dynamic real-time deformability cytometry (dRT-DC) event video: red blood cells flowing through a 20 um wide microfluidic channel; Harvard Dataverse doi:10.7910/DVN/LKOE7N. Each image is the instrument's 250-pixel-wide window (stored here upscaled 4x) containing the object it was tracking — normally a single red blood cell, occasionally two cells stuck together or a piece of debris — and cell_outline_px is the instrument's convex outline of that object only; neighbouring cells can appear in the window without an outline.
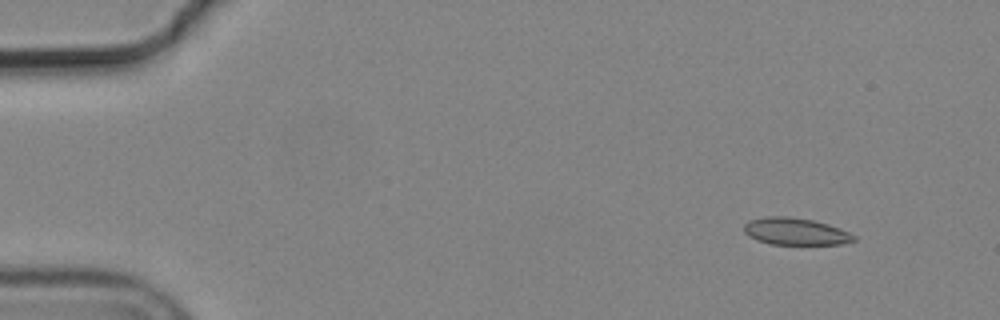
{"species": "common noctule bat (a hibernating species)", "species_latin": "Nyctalus noctula", "temperature_condition": "cold", "stored_images_in_passage": 7, "camera_frame_rate_fps": 3000, "um_per_image_px": 0.085, "animal": {"sex": "male", "body_mass_g": 19.2, "forearm_length_mm": 51.8}, "frame": {"image": 1, "passage_image": 1, "time_ms": 0.0, "image_size_px": [1000, 320], "cell_outline_px": [[856, 240], [840, 244], [772, 244], [756, 240], [748, 236], [744, 232], [744, 224], [748, 220], [764, 216], [788, 216], [812, 220], [828, 224], [840, 228], [856, 236]], "centroid_in_image_um": [67.58, 19.66], "position_along_channel_um": 17.4, "area_um2": 17.4}}
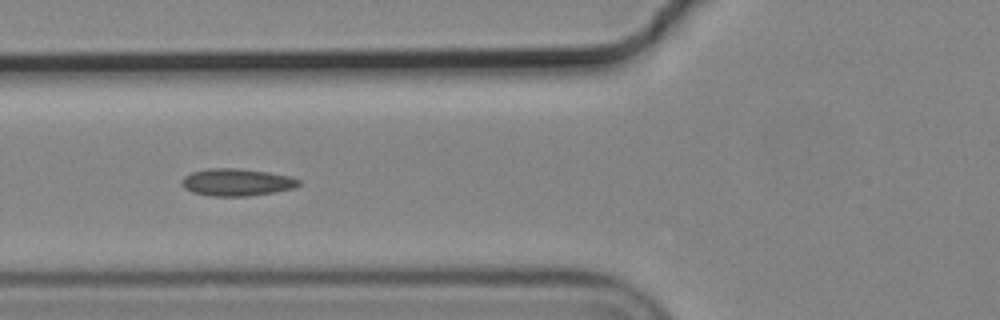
{"frame": {"image": 2, "passage_image": 5, "time_ms": 1.333, "image_size_px": [1000, 320], "cell_outline_px": [[300, 184], [292, 188], [272, 192], [248, 196], [212, 196], [192, 192], [184, 188], [180, 184], [180, 180], [184, 176], [192, 172], [208, 168], [232, 168], [268, 172], [288, 176], [300, 180]], "centroid_in_image_um": [20.05, 15.49], "position_along_channel_um": 105.7, "area_um2": 18.44}}
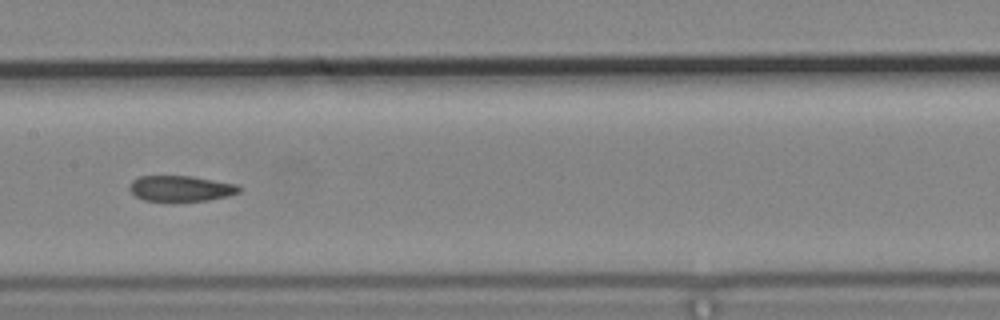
{"frame": {"image": 3, "passage_image": 7, "time_ms": 2.0, "image_size_px": [1000, 320], "cell_outline_px": [[240, 192], [228, 196], [208, 200], [144, 200], [136, 196], [128, 188], [132, 180], [140, 176], [192, 176], [236, 184], [240, 188]], "centroid_in_image_um": [15.36, 16.0], "position_along_channel_um": 192.0, "area_um2": 16.13}}